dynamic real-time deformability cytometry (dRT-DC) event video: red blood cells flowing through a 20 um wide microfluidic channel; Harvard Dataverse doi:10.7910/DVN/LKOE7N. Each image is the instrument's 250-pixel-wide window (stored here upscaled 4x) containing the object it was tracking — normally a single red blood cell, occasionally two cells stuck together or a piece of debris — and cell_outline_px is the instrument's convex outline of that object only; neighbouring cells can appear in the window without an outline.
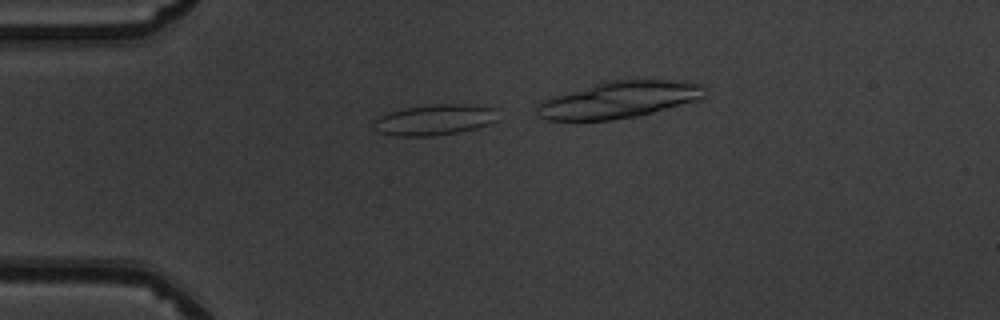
{"species": "common noctule bat (a hibernating species)", "species_latin": "Nyctalus noctula", "temperature_condition": "warm", "stored_images_in_passage": 10, "camera_frame_rate_fps": 3000, "um_per_image_px": 0.085, "animal": {"sex": "male", "body_mass_g": 19.5, "forearm_length_mm": 54.6}, "frame": {"image": 1, "passage_image": 4, "time_ms": 1.0, "image_size_px": [1000, 320], "cell_outline_px": [[496, 120], [488, 124], [476, 128], [436, 136], [392, 136], [380, 132], [372, 124], [372, 120], [388, 112], [404, 108], [436, 104], [464, 104], [496, 108]], "centroid_in_image_um": [36.9, 10.18], "position_along_channel_um": 48.1, "area_um2": 22.2}}
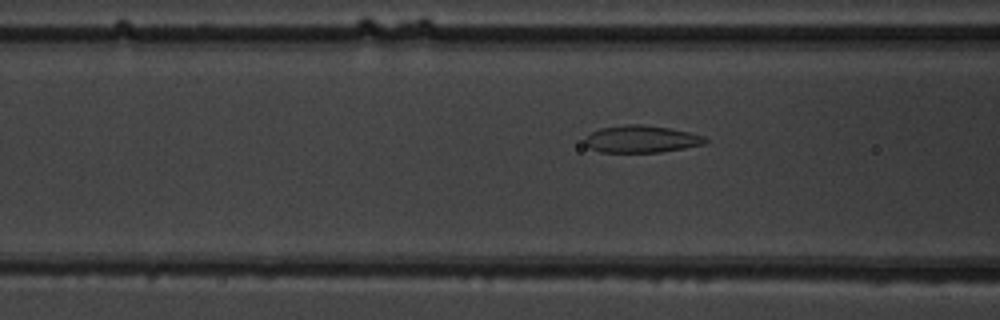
{"frame": {"image": 2, "passage_image": 10, "time_ms": 3.0, "image_size_px": [1000, 320], "cell_outline_px": [[708, 140], [704, 144], [684, 148], [660, 152], [600, 152], [588, 148], [584, 144], [584, 140], [592, 132], [600, 128], [624, 124], [640, 124], [668, 128], [688, 132], [704, 136]], "centroid_in_image_um": [54.48, 11.82], "position_along_channel_um": 112.1, "area_um2": 19.02}}